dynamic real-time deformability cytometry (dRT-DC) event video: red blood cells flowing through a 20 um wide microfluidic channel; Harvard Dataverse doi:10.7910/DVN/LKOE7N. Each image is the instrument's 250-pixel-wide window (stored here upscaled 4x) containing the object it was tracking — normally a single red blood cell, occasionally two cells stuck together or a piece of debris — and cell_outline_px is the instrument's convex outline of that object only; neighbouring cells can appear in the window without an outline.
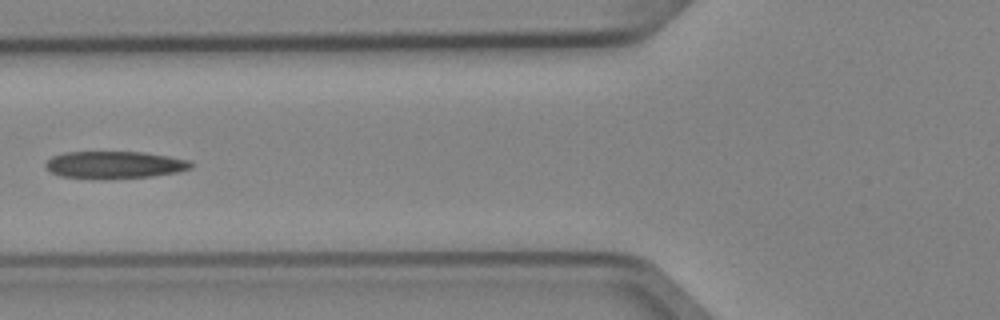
{"species": "Egyptian fruit bat (a non-hibernating species)", "species_latin": "Rousettus aegyptiacus", "temperature_condition": "cold", "stored_images_in_passage": 3, "camera_frame_rate_fps": 3000, "um_per_image_px": 0.085, "animal": {"sex": "female"}, "frame": {"image": 1, "passage_image": 3, "time_ms": 0.667, "image_size_px": [1000, 320], "cell_outline_px": [[192, 168], [176, 172], [152, 176], [92, 180], [60, 176], [44, 168], [44, 164], [52, 156], [64, 152], [144, 152], [192, 160]], "centroid_in_image_um": [9.7, 14.02], "position_along_channel_um": 116.1, "area_um2": 23.47}}